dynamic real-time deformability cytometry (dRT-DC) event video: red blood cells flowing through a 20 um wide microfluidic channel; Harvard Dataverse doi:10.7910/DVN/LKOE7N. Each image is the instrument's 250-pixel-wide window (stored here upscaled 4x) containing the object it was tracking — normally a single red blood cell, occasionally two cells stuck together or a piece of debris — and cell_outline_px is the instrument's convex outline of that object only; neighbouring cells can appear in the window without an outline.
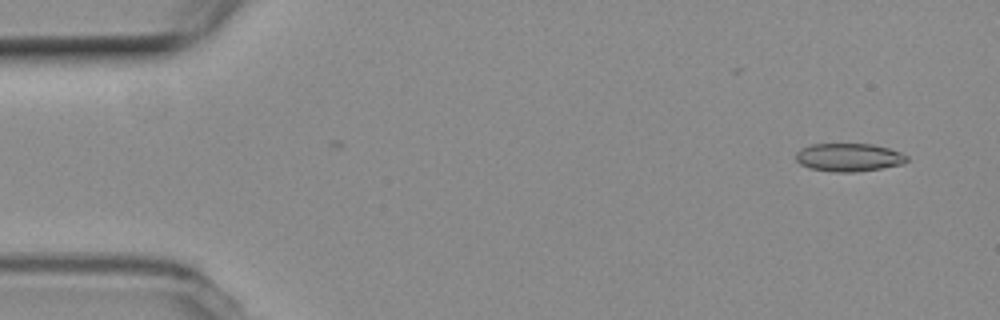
{"species": "common noctule bat (a hibernating species)", "species_latin": "Nyctalus noctula", "temperature_condition": "room temperature", "stored_images_in_passage": 5, "camera_frame_rate_fps": 3000, "um_per_image_px": 0.085, "animal": {"sex": "female", "body_mass_g": 19.3, "forearm_length_mm": 54.1}, "frame": {"image": 1, "passage_image": 1, "time_ms": 0.0, "image_size_px": [1000, 320], "cell_outline_px": [[908, 160], [904, 164], [856, 172], [836, 172], [808, 168], [800, 164], [796, 160], [796, 152], [800, 148], [812, 144], [872, 144], [888, 148], [900, 152], [908, 156]], "centroid_in_image_um": [72.14, 13.37], "position_along_channel_um": 12.9, "area_um2": 18.26}}
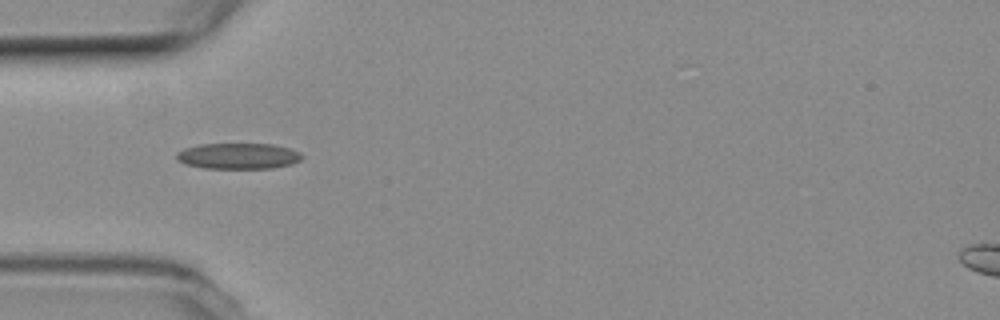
{"frame": {"image": 2, "passage_image": 4, "time_ms": 1.0, "image_size_px": [1000, 320], "cell_outline_px": [[304, 156], [300, 160], [292, 164], [272, 168], [204, 168], [184, 164], [176, 160], [176, 152], [184, 148], [200, 144], [272, 144], [288, 148], [300, 152]], "centroid_in_image_um": [20.23, 13.26], "position_along_channel_um": 64.8, "area_um2": 19.02}}
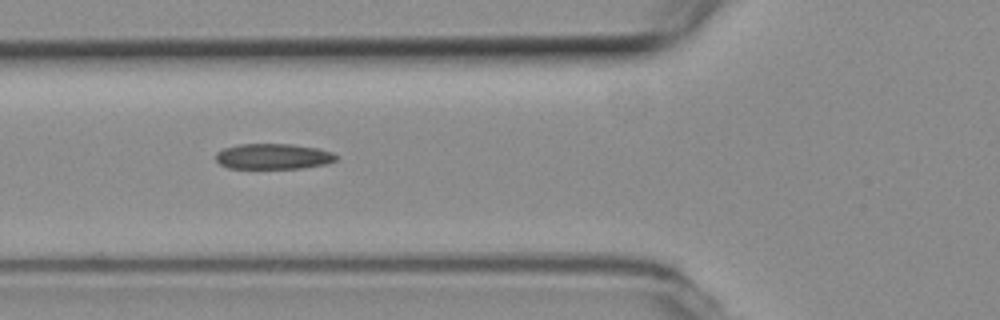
{"frame": {"image": 3, "passage_image": 5, "time_ms": 1.333, "image_size_px": [1000, 320], "cell_outline_px": [[340, 156], [336, 160], [324, 164], [304, 168], [228, 168], [220, 164], [216, 160], [216, 152], [224, 148], [240, 144], [288, 144], [316, 148], [332, 152]], "centroid_in_image_um": [23.22, 13.3], "position_along_channel_um": 102.6, "area_um2": 17.86}}